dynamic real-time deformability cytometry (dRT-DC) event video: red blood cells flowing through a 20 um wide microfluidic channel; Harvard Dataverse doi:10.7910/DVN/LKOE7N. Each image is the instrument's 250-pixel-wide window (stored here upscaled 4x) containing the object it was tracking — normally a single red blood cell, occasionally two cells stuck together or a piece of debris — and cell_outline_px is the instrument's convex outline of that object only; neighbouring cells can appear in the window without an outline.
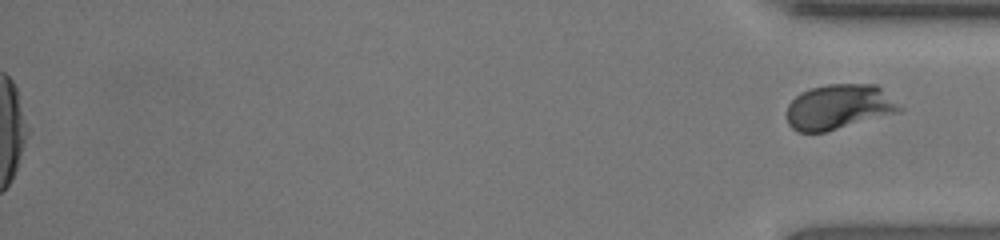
{"species": "human", "species_latin": "Homo sapiens", "temperature_condition": "room temperature", "stored_images_in_passage": 52, "segment_of_instrument_passage": [2, 2], "camera_frame_rate_fps": 3000, "um_per_image_px": 0.085, "donor": {"sex": "female"}, "frame": {"image": 1, "passage_image": 52, "time_ms": 17.0, "image_size_px": [1000, 240], "cell_outline_px": [[904, 108], [900, 112], [824, 132], [796, 132], [788, 124], [788, 104], [800, 92], [812, 88], [828, 84], [876, 84]], "centroid_in_image_um": [71.31, 9.08], "position_along_channel_um": 363.9, "area_um2": 29.48}}